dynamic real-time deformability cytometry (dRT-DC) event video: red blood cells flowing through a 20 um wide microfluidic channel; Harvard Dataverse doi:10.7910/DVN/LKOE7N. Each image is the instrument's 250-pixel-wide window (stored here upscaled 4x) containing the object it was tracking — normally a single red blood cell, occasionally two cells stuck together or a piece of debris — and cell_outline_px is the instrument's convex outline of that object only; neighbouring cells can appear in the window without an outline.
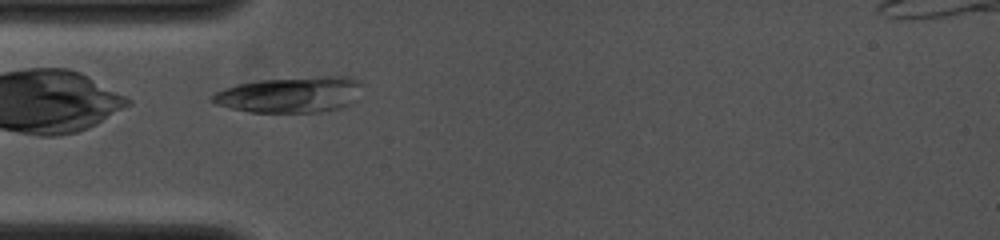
{"species": "common noctule bat (a hibernating species)", "species_latin": "Nyctalus noctula", "temperature_condition": "cold", "stored_images_in_passage": 45, "camera_frame_rate_fps": 4000, "um_per_image_px": 0.085, "animal": {"sex": "female", "body_mass_g": 19.0, "forearm_length_mm": 53.3}, "frame": {"image": 1, "passage_image": 3, "time_ms": 0.25, "image_size_px": [1000, 240], "cell_outline_px": [[360, 84], [356, 100], [348, 104], [336, 108], [320, 112], [248, 112], [216, 104], [212, 100], [212, 96], [216, 92], [224, 88], [256, 80], [328, 76], [348, 76], [360, 80]], "centroid_in_image_um": [24.67, 8.04], "position_along_channel_um": 60.3, "area_um2": 30.98}}
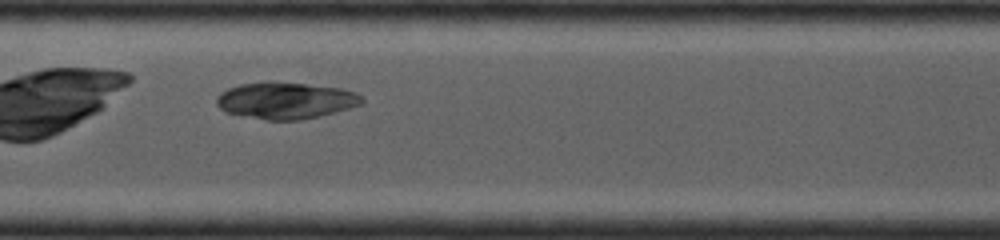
{"frame": {"image": 2, "passage_image": 20, "time_ms": 3.0, "image_size_px": [1000, 240], "cell_outline_px": [[364, 104], [336, 112], [320, 116], [300, 120], [268, 120], [224, 112], [216, 104], [216, 96], [220, 92], [228, 88], [240, 84], [272, 80], [340, 88], [356, 92], [364, 100]], "centroid_in_image_um": [24.27, 8.53], "position_along_channel_um": 183.1, "area_um2": 31.39}}
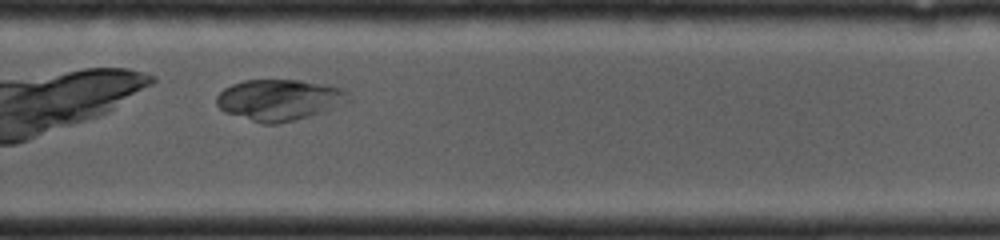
{"frame": {"image": 3, "passage_image": 38, "time_ms": 5.75, "image_size_px": [1000, 240], "cell_outline_px": [[352, 100], [332, 108], [308, 116], [276, 124], [260, 124], [224, 112], [216, 104], [216, 96], [224, 88], [232, 84], [244, 80], [300, 80], [324, 84], [344, 88], [348, 92]], "centroid_in_image_um": [23.72, 8.48], "position_along_channel_um": 306.1, "area_um2": 31.67}}